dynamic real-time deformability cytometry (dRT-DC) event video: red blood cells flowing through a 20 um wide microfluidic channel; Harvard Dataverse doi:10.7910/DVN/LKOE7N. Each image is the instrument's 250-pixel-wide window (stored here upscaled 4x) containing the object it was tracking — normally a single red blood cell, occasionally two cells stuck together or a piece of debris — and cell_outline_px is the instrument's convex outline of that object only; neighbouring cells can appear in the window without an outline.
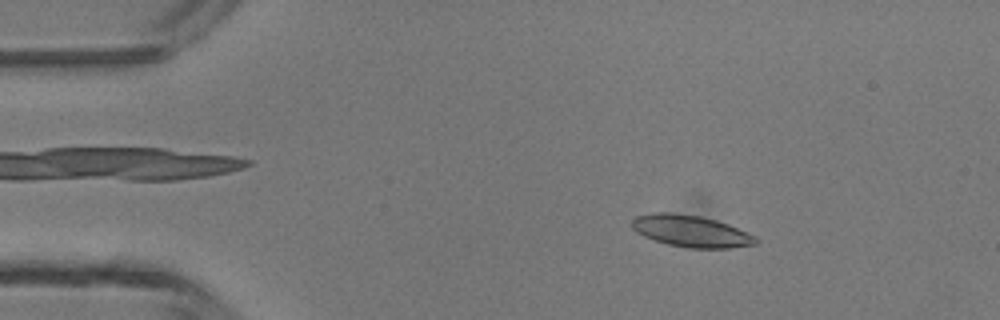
{"species": "common noctule bat (a hibernating species)", "species_latin": "Nyctalus noctula", "temperature_condition": "room temperature", "stored_images_in_passage": 47, "camera_frame_rate_fps": 3000, "um_per_image_px": 0.085, "animal": {"sex": "male", "body_mass_g": 13.3}, "frame": {"image": 1, "passage_image": 8, "time_ms": 2.333, "image_size_px": [1000, 320], "cell_outline_px": [[760, 240], [756, 244], [732, 248], [688, 248], [668, 244], [644, 236], [636, 232], [632, 228], [632, 220], [636, 216], [652, 212], [672, 212], [700, 216], [716, 220], [728, 224], [756, 236]], "centroid_in_image_um": [58.74, 19.64], "position_along_channel_um": 26.3, "area_um2": 23.0}}
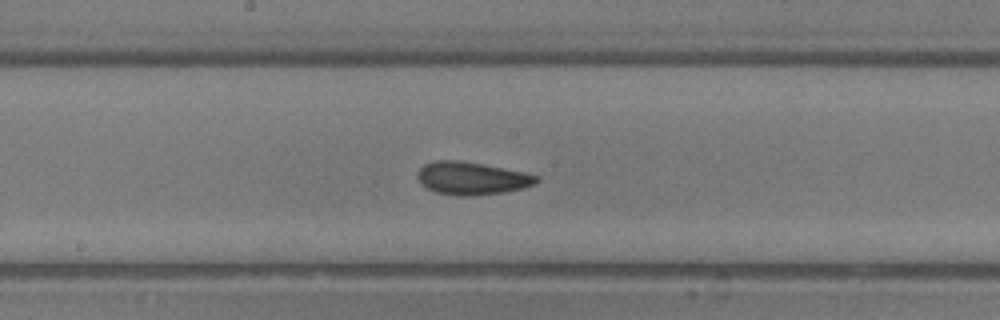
{"frame": {"image": 2, "passage_image": 25, "time_ms": 8.0, "image_size_px": [1000, 320], "cell_outline_px": [[540, 180], [536, 184], [524, 188], [504, 192], [464, 196], [456, 196], [436, 192], [420, 184], [416, 176], [420, 168], [424, 164], [432, 160], [460, 160], [484, 164], [524, 172], [540, 176]], "centroid_in_image_um": [40.1, 15.14], "position_along_channel_um": 208.1, "area_um2": 22.95}}
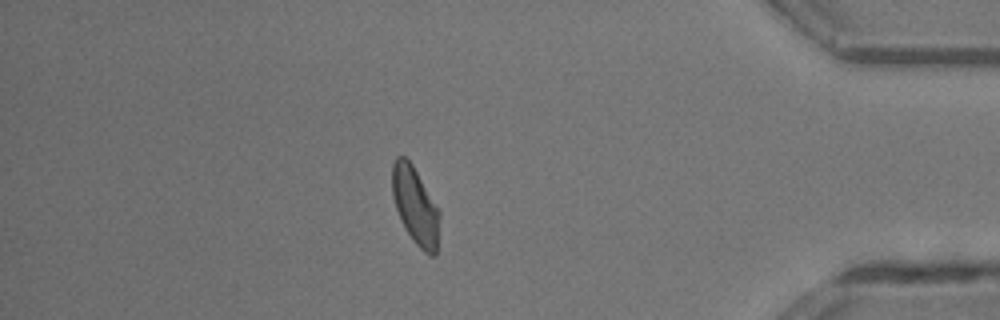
{"frame": {"image": 3, "passage_image": 41, "time_ms": 13.333, "image_size_px": [1000, 320], "cell_outline_px": [[440, 216], [436, 256], [428, 256], [412, 240], [396, 208], [392, 196], [392, 164], [396, 156], [404, 156], [412, 164], [440, 212]], "centroid_in_image_um": [35.3, 17.5], "position_along_channel_um": 399.9, "area_um2": 21.1}, "authors_computed_cell_mechanics": {"area_um2": 21.7906, "velocity_mm_per_s": 4.364, "shape_relaxation_time_tau1_ms": 6.0632, "shape_relaxation_time_tau2_ms": 2.1316, "deformation_change_tau1": 0.1574, "deformation_change_tau2": 0.0795}}